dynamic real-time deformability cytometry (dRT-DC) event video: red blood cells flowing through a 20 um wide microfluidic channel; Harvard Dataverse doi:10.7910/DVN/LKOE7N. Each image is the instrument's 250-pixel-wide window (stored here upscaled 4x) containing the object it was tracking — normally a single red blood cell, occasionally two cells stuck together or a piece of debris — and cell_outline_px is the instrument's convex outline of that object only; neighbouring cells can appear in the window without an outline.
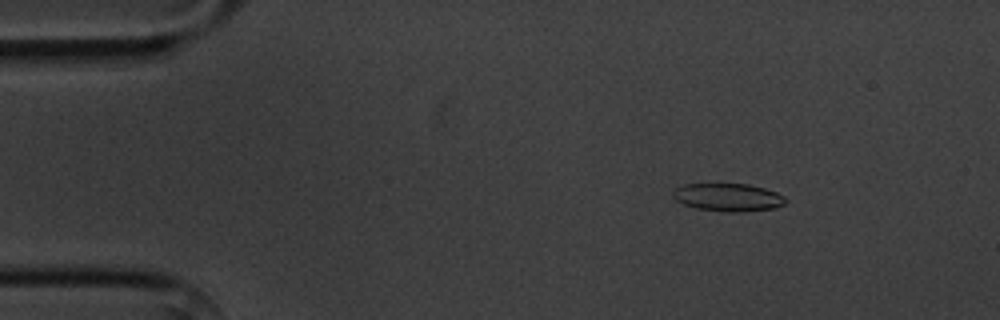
{"species": "common noctule bat (a hibernating species)", "species_latin": "Nyctalus noctula", "temperature_condition": "cold", "stored_images_in_passage": 5, "camera_frame_rate_fps": 3000, "um_per_image_px": 0.085, "animal": {"sex": "male", "body_mass_g": 20.1, "forearm_length_mm": 53.5}, "frame": {"image": 1, "passage_image": 3, "time_ms": 2.333, "image_size_px": [1000, 320], "cell_outline_px": [[788, 200], [784, 204], [776, 208], [744, 212], [724, 212], [696, 208], [684, 204], [676, 200], [672, 196], [672, 192], [676, 188], [684, 184], [748, 184], [764, 188], [776, 192], [784, 196]], "centroid_in_image_um": [61.91, 16.78], "position_along_channel_um": 23.1, "area_um2": 18.44}}